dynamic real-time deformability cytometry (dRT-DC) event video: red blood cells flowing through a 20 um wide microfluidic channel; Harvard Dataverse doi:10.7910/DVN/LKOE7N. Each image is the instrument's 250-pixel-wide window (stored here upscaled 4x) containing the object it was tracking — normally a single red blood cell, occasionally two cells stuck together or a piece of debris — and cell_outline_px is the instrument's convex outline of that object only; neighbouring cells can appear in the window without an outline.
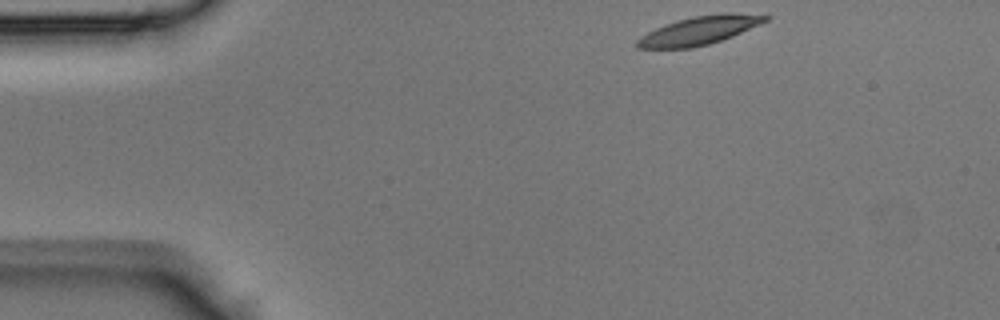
{"species": "Egyptian fruit bat (a non-hibernating species)", "species_latin": "Rousettus aegyptiacus", "temperature_condition": "room temperature", "stored_images_in_passage": 39, "camera_frame_rate_fps": 3000, "um_per_image_px": 0.085, "animal": {"sex": "male"}, "frame": {"image": 1, "passage_image": 1, "time_ms": 0.0, "image_size_px": [1000, 320], "cell_outline_px": [[772, 16], [768, 20], [732, 36], [708, 44], [692, 48], [636, 48], [636, 40], [648, 32], [656, 28], [692, 16], [724, 12], [732, 12]], "centroid_in_image_um": [59.46, 2.58], "position_along_channel_um": 25.5, "area_um2": 20.92}}
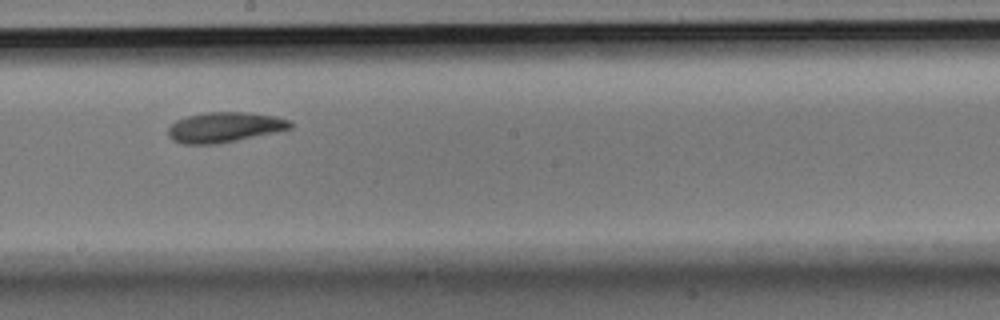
{"frame": {"image": 2, "passage_image": 19, "time_ms": 6.0, "image_size_px": [1000, 320], "cell_outline_px": [[292, 128], [276, 132], [220, 144], [184, 144], [172, 140], [168, 136], [168, 128], [176, 120], [188, 116], [204, 112], [248, 112], [276, 116], [292, 120]], "centroid_in_image_um": [19.11, 10.81], "position_along_channel_um": 229.1, "area_um2": 21.73}}
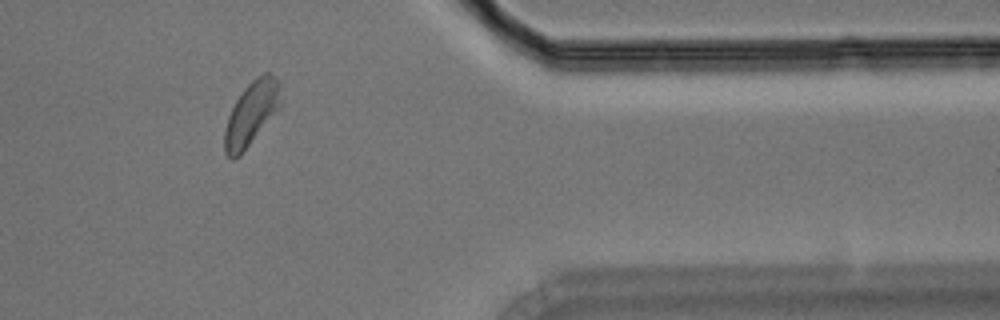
{"frame": {"image": 3, "passage_image": 31, "time_ms": 10.0, "image_size_px": [1000, 320], "cell_outline_px": [[284, 104], [240, 156], [232, 160], [224, 152], [224, 128], [228, 116], [236, 100], [244, 88], [256, 76], [264, 72], [268, 72], [276, 76], [280, 80]], "centroid_in_image_um": [21.42, 9.61], "position_along_channel_um": 390.0, "area_um2": 21.62}}